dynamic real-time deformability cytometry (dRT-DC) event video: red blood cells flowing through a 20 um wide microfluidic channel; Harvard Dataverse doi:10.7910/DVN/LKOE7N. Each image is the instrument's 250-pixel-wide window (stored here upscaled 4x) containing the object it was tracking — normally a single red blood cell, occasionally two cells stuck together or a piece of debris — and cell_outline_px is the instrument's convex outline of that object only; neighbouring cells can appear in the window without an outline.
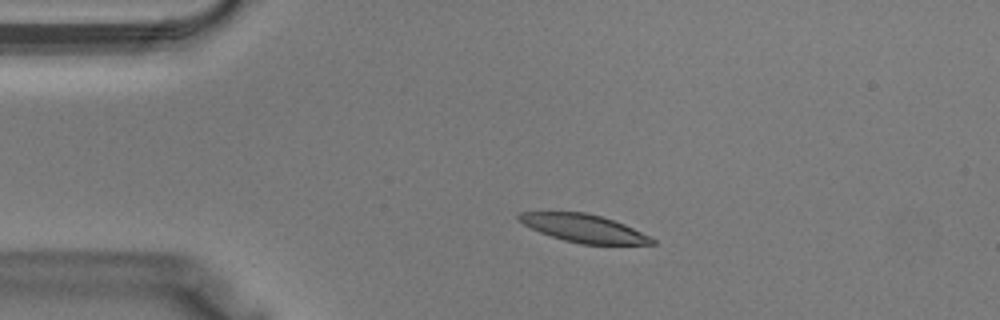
{"species": "Egyptian fruit bat (a non-hibernating species)", "species_latin": "Rousettus aegyptiacus", "temperature_condition": "warm", "stored_images_in_passage": 36, "camera_frame_rate_fps": 3000, "um_per_image_px": 0.085, "animal": {"sex": "male"}, "frame": {"image": 1, "passage_image": 5, "time_ms": 1.333, "image_size_px": [1000, 320], "cell_outline_px": [[656, 244], [580, 244], [564, 240], [540, 232], [516, 220], [516, 216], [520, 212], [584, 212], [600, 216], [624, 224], [656, 240]], "centroid_in_image_um": [49.58, 19.4], "position_along_channel_um": 35.4, "area_um2": 21.33}}
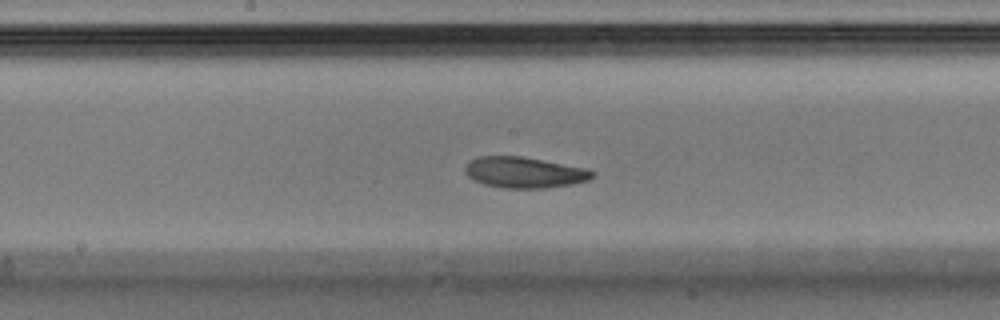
{"frame": {"image": 2, "passage_image": 17, "time_ms": 5.333, "image_size_px": [1000, 320], "cell_outline_px": [[596, 176], [588, 180], [548, 188], [500, 188], [484, 184], [472, 180], [464, 172], [464, 168], [476, 156], [524, 156], [588, 168], [596, 172]], "centroid_in_image_um": [44.58, 14.65], "position_along_channel_um": 203.6, "area_um2": 23.24}}
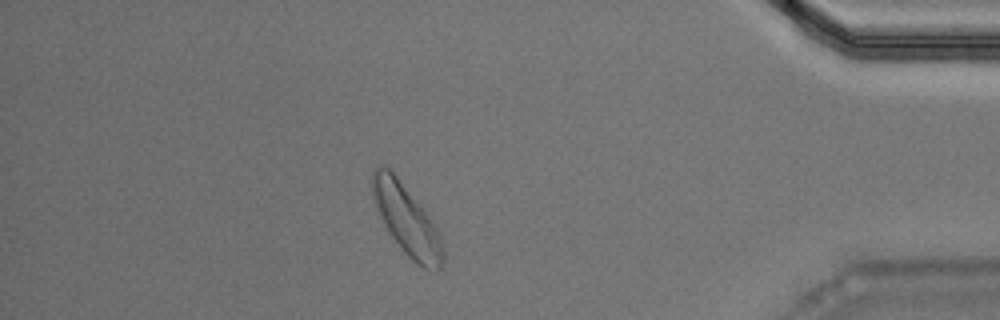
{"frame": {"image": 3, "passage_image": 31, "time_ms": 10.0, "image_size_px": [1000, 320], "cell_outline_px": [[444, 260], [440, 268], [436, 272], [424, 268], [416, 264], [404, 252], [388, 232], [376, 208], [372, 196], [372, 168], [376, 164], [388, 168], [396, 176], [424, 212], [436, 228], [440, 236], [444, 252]], "centroid_in_image_um": [34.54, 18.72], "position_along_channel_um": 400.7, "area_um2": 28.26}}